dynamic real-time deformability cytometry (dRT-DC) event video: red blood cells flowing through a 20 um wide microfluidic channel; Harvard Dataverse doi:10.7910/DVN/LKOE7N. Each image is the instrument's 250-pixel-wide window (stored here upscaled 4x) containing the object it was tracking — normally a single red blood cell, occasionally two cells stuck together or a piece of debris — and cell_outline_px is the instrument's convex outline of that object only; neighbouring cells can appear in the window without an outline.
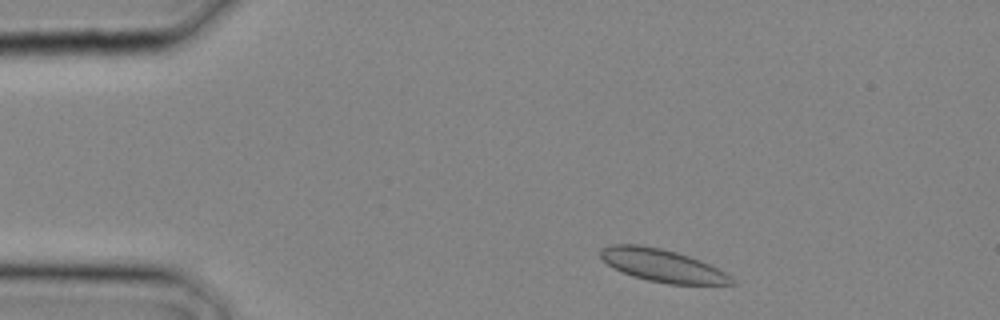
{"species": "common noctule bat (a hibernating species)", "species_latin": "Nyctalus noctula", "temperature_condition": "cold", "stored_images_in_passage": 2, "camera_frame_rate_fps": 3000, "um_per_image_px": 0.085, "animal": {"sex": "male", "body_mass_g": 20.4}, "frame": {"image": 1, "passage_image": 1, "time_ms": 0.0, "image_size_px": [1000, 320], "cell_outline_px": [[736, 284], [668, 284], [648, 280], [632, 276], [620, 272], [612, 268], [600, 256], [600, 248], [612, 244], [640, 244], [660, 248], [676, 252], [700, 260], [732, 276]], "centroid_in_image_um": [56.26, 22.56], "position_along_channel_um": 28.7, "area_um2": 24.91}}
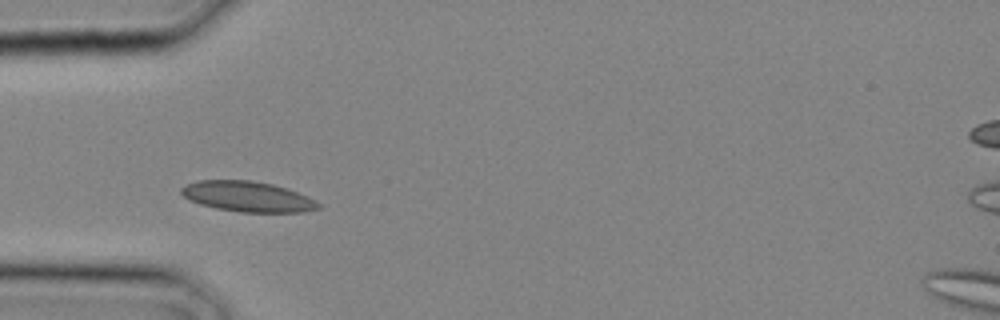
{"frame": {"image": 2, "passage_image": 2, "time_ms": 0.333, "image_size_px": [1000, 320], "cell_outline_px": [[320, 208], [300, 212], [240, 212], [216, 208], [200, 204], [188, 200], [180, 192], [180, 188], [196, 180], [252, 180], [272, 184], [288, 188], [316, 200], [320, 204]], "centroid_in_image_um": [21.04, 16.7], "position_along_channel_um": 64.0, "area_um2": 24.33}}